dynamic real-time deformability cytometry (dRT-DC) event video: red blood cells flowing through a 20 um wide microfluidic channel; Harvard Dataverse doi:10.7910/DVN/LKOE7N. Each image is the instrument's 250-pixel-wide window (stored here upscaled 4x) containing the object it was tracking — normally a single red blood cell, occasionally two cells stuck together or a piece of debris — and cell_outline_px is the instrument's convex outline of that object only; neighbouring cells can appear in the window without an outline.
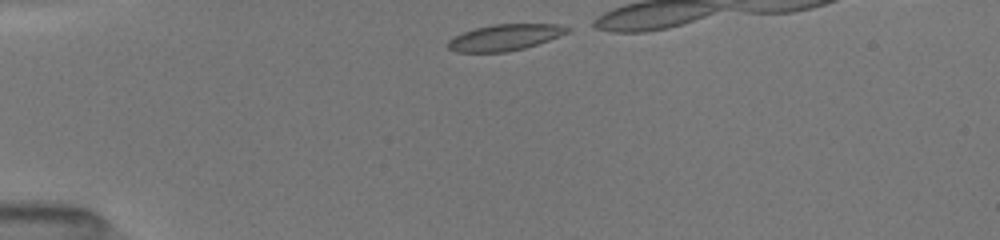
{"species": "common noctule bat (a hibernating species)", "species_latin": "Nyctalus noctula", "temperature_condition": "room temperature", "stored_images_in_passage": 6, "camera_frame_rate_fps": 3000, "um_per_image_px": 0.085, "animal": {"sex": "female", "body_mass_g": 19.5, "forearm_length_mm": 54.1}, "frame": {"image": 1, "passage_image": 1, "time_ms": 0.0, "image_size_px": [1000, 240], "cell_outline_px": [[572, 28], [568, 32], [548, 40], [524, 48], [508, 52], [456, 52], [448, 48], [444, 44], [448, 40], [464, 32], [476, 28], [492, 24], [556, 24]], "centroid_in_image_um": [42.87, 3.18], "position_along_channel_um": 42.1, "area_um2": 18.15}}